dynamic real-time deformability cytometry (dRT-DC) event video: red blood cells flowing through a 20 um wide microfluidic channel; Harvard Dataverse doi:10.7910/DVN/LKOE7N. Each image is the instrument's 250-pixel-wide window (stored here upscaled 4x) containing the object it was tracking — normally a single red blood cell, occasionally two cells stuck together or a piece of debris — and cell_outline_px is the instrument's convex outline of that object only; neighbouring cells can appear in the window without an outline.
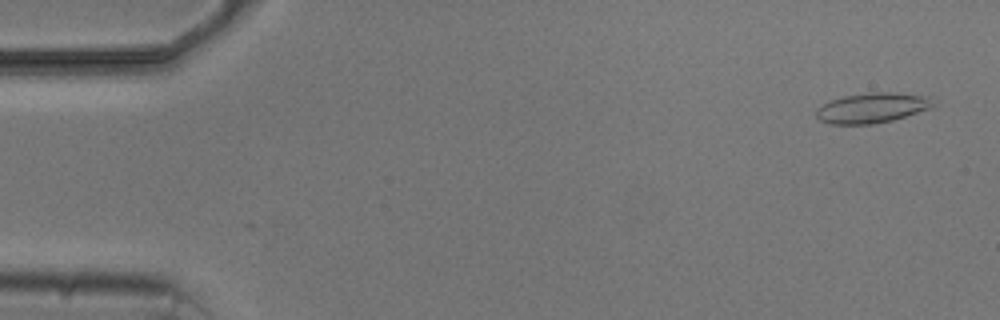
{"species": "common noctule bat (a hibernating species)", "species_latin": "Nyctalus noctula", "temperature_condition": "cold", "stored_images_in_passage": 4, "camera_frame_rate_fps": 3000, "um_per_image_px": 0.085, "animal": {"sex": "male", "body_mass_g": 20.5, "forearm_length_mm": 52.5}, "frame": {"image": 1, "passage_image": 1, "time_ms": 0.0, "image_size_px": [1000, 320], "cell_outline_px": [[936, 104], [932, 108], [892, 120], [872, 124], [828, 124], [820, 120], [816, 116], [816, 108], [828, 100], [844, 96], [868, 92], [896, 92], [928, 96]], "centroid_in_image_um": [74.12, 9.16], "position_along_channel_um": 10.9, "area_um2": 20.75}}